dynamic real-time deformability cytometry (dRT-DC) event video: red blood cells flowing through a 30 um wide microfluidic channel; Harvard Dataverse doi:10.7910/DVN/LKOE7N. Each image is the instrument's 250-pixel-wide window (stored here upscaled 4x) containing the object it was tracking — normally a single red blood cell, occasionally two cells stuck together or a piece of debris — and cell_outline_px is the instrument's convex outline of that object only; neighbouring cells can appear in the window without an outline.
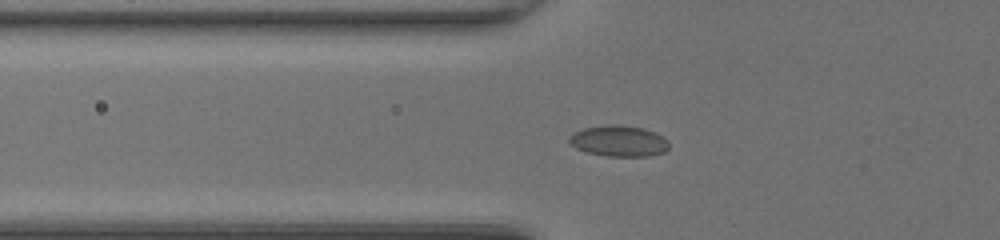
{"species": "common noctule bat (a hibernating species)", "species_latin": "Nyctalus noctula", "temperature_condition": "room temperature", "stored_images_in_passage": 36, "segment_of_instrument_passage": [1, 2], "camera_frame_rate_fps": 3000, "um_per_image_px": 0.085, "animal": {"sex": "female", "body_mass_g": 20.0, "forearm_length_mm": 54.0}, "frame": {"image": 1, "passage_image": 4, "time_ms": 1.0, "image_size_px": [1000, 240], "cell_outline_px": [[668, 148], [664, 152], [648, 156], [604, 156], [588, 152], [576, 148], [568, 140], [568, 136], [584, 128], [608, 124], [616, 124], [644, 128], [656, 132], [668, 140]], "centroid_in_image_um": [52.62, 11.98], "position_along_channel_um": 73.2, "area_um2": 18.03}}
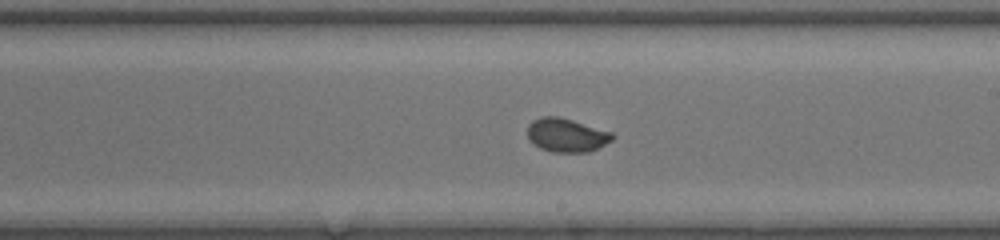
{"frame": {"image": 2, "passage_image": 16, "time_ms": 5.0, "image_size_px": [1000, 240], "cell_outline_px": [[616, 136], [612, 140], [588, 152], [552, 152], [540, 148], [532, 144], [528, 140], [528, 124], [532, 120], [540, 116], [556, 116], [572, 120], [612, 132]], "centroid_in_image_um": [48.12, 11.48], "position_along_channel_um": 240.9, "area_um2": 16.7}}
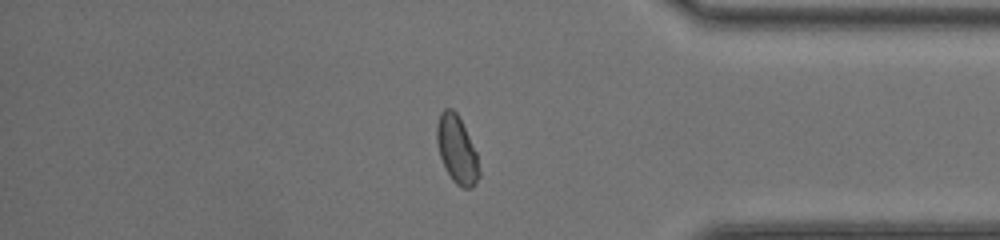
{"frame": {"image": 3, "passage_image": 28, "time_ms": 9.0, "image_size_px": [1000, 240], "cell_outline_px": [[480, 176], [472, 188], [464, 188], [456, 184], [452, 180], [444, 168], [440, 156], [436, 140], [436, 124], [440, 112], [444, 108], [452, 108], [456, 112], [476, 152], [480, 172]], "centroid_in_image_um": [38.81, 12.73], "position_along_channel_um": 396.4, "area_um2": 16.65}}